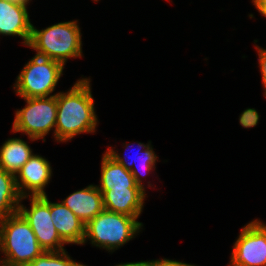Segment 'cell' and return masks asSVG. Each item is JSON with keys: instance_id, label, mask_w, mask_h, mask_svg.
<instances>
[{"instance_id": "7", "label": "cell", "mask_w": 266, "mask_h": 266, "mask_svg": "<svg viewBox=\"0 0 266 266\" xmlns=\"http://www.w3.org/2000/svg\"><path fill=\"white\" fill-rule=\"evenodd\" d=\"M31 207L19 205L18 212L28 222L44 251H62L66 244L58 235L50 214V201L47 195L30 197Z\"/></svg>"}, {"instance_id": "8", "label": "cell", "mask_w": 266, "mask_h": 266, "mask_svg": "<svg viewBox=\"0 0 266 266\" xmlns=\"http://www.w3.org/2000/svg\"><path fill=\"white\" fill-rule=\"evenodd\" d=\"M229 266H266V224L257 219L241 230Z\"/></svg>"}, {"instance_id": "9", "label": "cell", "mask_w": 266, "mask_h": 266, "mask_svg": "<svg viewBox=\"0 0 266 266\" xmlns=\"http://www.w3.org/2000/svg\"><path fill=\"white\" fill-rule=\"evenodd\" d=\"M51 174L52 169L49 161L33 154L15 175L20 196L22 198L45 196L44 187L48 184ZM23 189L28 190V193Z\"/></svg>"}, {"instance_id": "5", "label": "cell", "mask_w": 266, "mask_h": 266, "mask_svg": "<svg viewBox=\"0 0 266 266\" xmlns=\"http://www.w3.org/2000/svg\"><path fill=\"white\" fill-rule=\"evenodd\" d=\"M64 65L35 55L22 69L14 85L21 98L48 97L60 79Z\"/></svg>"}, {"instance_id": "24", "label": "cell", "mask_w": 266, "mask_h": 266, "mask_svg": "<svg viewBox=\"0 0 266 266\" xmlns=\"http://www.w3.org/2000/svg\"><path fill=\"white\" fill-rule=\"evenodd\" d=\"M11 1H15V2H19V3H29V0H11Z\"/></svg>"}, {"instance_id": "20", "label": "cell", "mask_w": 266, "mask_h": 266, "mask_svg": "<svg viewBox=\"0 0 266 266\" xmlns=\"http://www.w3.org/2000/svg\"><path fill=\"white\" fill-rule=\"evenodd\" d=\"M139 266H194L187 263H182L179 261L169 260V259H161L154 261H141L139 262Z\"/></svg>"}, {"instance_id": "22", "label": "cell", "mask_w": 266, "mask_h": 266, "mask_svg": "<svg viewBox=\"0 0 266 266\" xmlns=\"http://www.w3.org/2000/svg\"><path fill=\"white\" fill-rule=\"evenodd\" d=\"M258 11L266 17V0H252Z\"/></svg>"}, {"instance_id": "4", "label": "cell", "mask_w": 266, "mask_h": 266, "mask_svg": "<svg viewBox=\"0 0 266 266\" xmlns=\"http://www.w3.org/2000/svg\"><path fill=\"white\" fill-rule=\"evenodd\" d=\"M137 218L104 209L85 224L83 244L88 238L93 245L107 251L117 249L139 233L142 223Z\"/></svg>"}, {"instance_id": "18", "label": "cell", "mask_w": 266, "mask_h": 266, "mask_svg": "<svg viewBox=\"0 0 266 266\" xmlns=\"http://www.w3.org/2000/svg\"><path fill=\"white\" fill-rule=\"evenodd\" d=\"M28 266H86L72 260L62 251H44L36 257Z\"/></svg>"}, {"instance_id": "3", "label": "cell", "mask_w": 266, "mask_h": 266, "mask_svg": "<svg viewBox=\"0 0 266 266\" xmlns=\"http://www.w3.org/2000/svg\"><path fill=\"white\" fill-rule=\"evenodd\" d=\"M81 32L77 21L61 22L42 30L32 25L28 46L36 55L65 65L67 59L82 56Z\"/></svg>"}, {"instance_id": "15", "label": "cell", "mask_w": 266, "mask_h": 266, "mask_svg": "<svg viewBox=\"0 0 266 266\" xmlns=\"http://www.w3.org/2000/svg\"><path fill=\"white\" fill-rule=\"evenodd\" d=\"M32 155L25 141L19 138L8 139L0 148V169L16 175Z\"/></svg>"}, {"instance_id": "16", "label": "cell", "mask_w": 266, "mask_h": 266, "mask_svg": "<svg viewBox=\"0 0 266 266\" xmlns=\"http://www.w3.org/2000/svg\"><path fill=\"white\" fill-rule=\"evenodd\" d=\"M20 196L16 186L15 175L0 169V219L18 212Z\"/></svg>"}, {"instance_id": "6", "label": "cell", "mask_w": 266, "mask_h": 266, "mask_svg": "<svg viewBox=\"0 0 266 266\" xmlns=\"http://www.w3.org/2000/svg\"><path fill=\"white\" fill-rule=\"evenodd\" d=\"M24 99L27 104L16 111L12 130L14 133L24 132L32 141L43 139L56 126V94Z\"/></svg>"}, {"instance_id": "10", "label": "cell", "mask_w": 266, "mask_h": 266, "mask_svg": "<svg viewBox=\"0 0 266 266\" xmlns=\"http://www.w3.org/2000/svg\"><path fill=\"white\" fill-rule=\"evenodd\" d=\"M32 24L27 12V3L0 0V34L18 35L28 46L31 38Z\"/></svg>"}, {"instance_id": "23", "label": "cell", "mask_w": 266, "mask_h": 266, "mask_svg": "<svg viewBox=\"0 0 266 266\" xmlns=\"http://www.w3.org/2000/svg\"><path fill=\"white\" fill-rule=\"evenodd\" d=\"M116 266H139V262H133V263H123Z\"/></svg>"}, {"instance_id": "13", "label": "cell", "mask_w": 266, "mask_h": 266, "mask_svg": "<svg viewBox=\"0 0 266 266\" xmlns=\"http://www.w3.org/2000/svg\"><path fill=\"white\" fill-rule=\"evenodd\" d=\"M50 214L60 238L65 243L83 244L85 223L62 202H50Z\"/></svg>"}, {"instance_id": "11", "label": "cell", "mask_w": 266, "mask_h": 266, "mask_svg": "<svg viewBox=\"0 0 266 266\" xmlns=\"http://www.w3.org/2000/svg\"><path fill=\"white\" fill-rule=\"evenodd\" d=\"M143 188L106 190L103 193L104 209L131 217L140 216L145 199Z\"/></svg>"}, {"instance_id": "21", "label": "cell", "mask_w": 266, "mask_h": 266, "mask_svg": "<svg viewBox=\"0 0 266 266\" xmlns=\"http://www.w3.org/2000/svg\"><path fill=\"white\" fill-rule=\"evenodd\" d=\"M259 52V65L261 69V74H262V82L263 86L265 88V97H266V49H262L256 46Z\"/></svg>"}, {"instance_id": "14", "label": "cell", "mask_w": 266, "mask_h": 266, "mask_svg": "<svg viewBox=\"0 0 266 266\" xmlns=\"http://www.w3.org/2000/svg\"><path fill=\"white\" fill-rule=\"evenodd\" d=\"M101 179L99 191L103 194L106 190L141 188L129 170L117 163L107 152L102 156Z\"/></svg>"}, {"instance_id": "2", "label": "cell", "mask_w": 266, "mask_h": 266, "mask_svg": "<svg viewBox=\"0 0 266 266\" xmlns=\"http://www.w3.org/2000/svg\"><path fill=\"white\" fill-rule=\"evenodd\" d=\"M0 251L3 266H28L44 252L28 222L19 213L0 219Z\"/></svg>"}, {"instance_id": "17", "label": "cell", "mask_w": 266, "mask_h": 266, "mask_svg": "<svg viewBox=\"0 0 266 266\" xmlns=\"http://www.w3.org/2000/svg\"><path fill=\"white\" fill-rule=\"evenodd\" d=\"M151 144H143V143H138V146L141 148H144L143 152L140 151V153H142V155L136 154L135 155V160L140 158V160L142 161L140 165H142V169L145 170V172H150V170H152L155 167V162L157 160V156L153 151V148L150 146ZM129 147V145L126 146V149ZM117 163H119L120 165H123L127 170H129L131 172V174L133 175L136 184L143 188L144 185L142 184V180H141V176L142 174H140V172L138 171L139 169H137V167L134 165V163L132 164L130 161H126L124 158H122L118 153H116L113 149L109 148L106 151Z\"/></svg>"}, {"instance_id": "12", "label": "cell", "mask_w": 266, "mask_h": 266, "mask_svg": "<svg viewBox=\"0 0 266 266\" xmlns=\"http://www.w3.org/2000/svg\"><path fill=\"white\" fill-rule=\"evenodd\" d=\"M62 203L85 224L104 210L103 194L96 185L73 192Z\"/></svg>"}, {"instance_id": "1", "label": "cell", "mask_w": 266, "mask_h": 266, "mask_svg": "<svg viewBox=\"0 0 266 266\" xmlns=\"http://www.w3.org/2000/svg\"><path fill=\"white\" fill-rule=\"evenodd\" d=\"M89 79H79L66 93L56 94L57 115L54 137L68 141L80 133H93L97 126Z\"/></svg>"}, {"instance_id": "19", "label": "cell", "mask_w": 266, "mask_h": 266, "mask_svg": "<svg viewBox=\"0 0 266 266\" xmlns=\"http://www.w3.org/2000/svg\"><path fill=\"white\" fill-rule=\"evenodd\" d=\"M239 120L244 128H251L257 125L259 114L255 109L248 108L241 113Z\"/></svg>"}]
</instances>
